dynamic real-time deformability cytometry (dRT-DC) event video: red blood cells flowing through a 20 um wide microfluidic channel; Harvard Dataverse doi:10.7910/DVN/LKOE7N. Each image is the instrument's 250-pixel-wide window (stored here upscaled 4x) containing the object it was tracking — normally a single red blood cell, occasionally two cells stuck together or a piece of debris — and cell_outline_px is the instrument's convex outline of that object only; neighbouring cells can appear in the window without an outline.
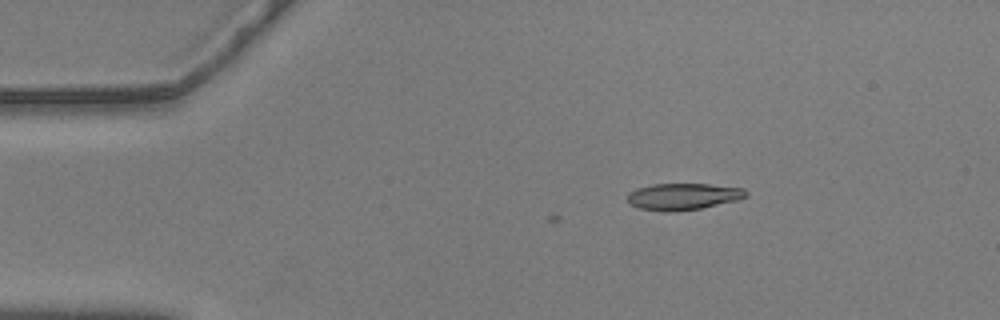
{"species": "common noctule bat (a hibernating species)", "species_latin": "Nyctalus noctula", "temperature_condition": "warm", "stored_images_in_passage": 7, "camera_frame_rate_fps": 3000, "um_per_image_px": 0.085, "animal": {"sex": "male", "body_mass_g": 20.5, "forearm_length_mm": 52.5}, "frame": {"image": 1, "passage_image": 1, "time_ms": 0.0, "image_size_px": [1000, 320], "cell_outline_px": [[748, 196], [736, 200], [700, 208], [676, 212], [664, 212], [640, 208], [628, 204], [628, 192], [636, 188], [652, 184], [708, 184], [744, 188], [748, 192]], "centroid_in_image_um": [58.04, 16.7], "position_along_channel_um": 27.0, "area_um2": 18.5}}